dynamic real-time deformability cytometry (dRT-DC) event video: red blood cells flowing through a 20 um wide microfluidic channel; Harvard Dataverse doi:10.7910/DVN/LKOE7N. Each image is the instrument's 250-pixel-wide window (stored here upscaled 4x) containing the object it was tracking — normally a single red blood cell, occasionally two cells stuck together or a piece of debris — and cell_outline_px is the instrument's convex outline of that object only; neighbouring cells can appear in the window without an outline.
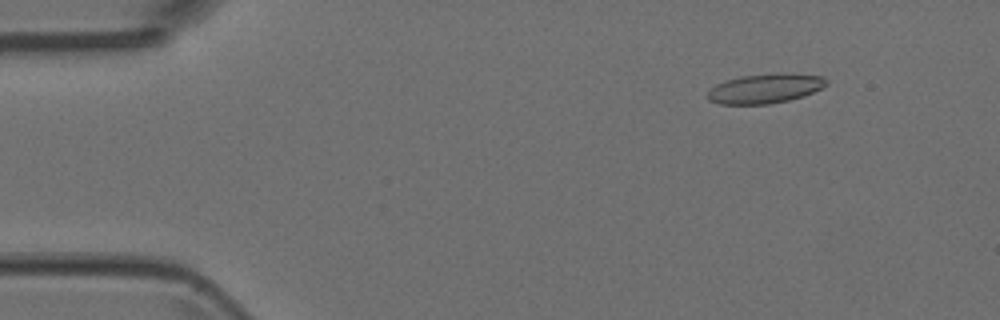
{"species": "Egyptian fruit bat (a non-hibernating species)", "species_latin": "Rousettus aegyptiacus", "temperature_condition": "room temperature", "stored_images_in_passage": 7, "camera_frame_rate_fps": 3000, "um_per_image_px": 0.085, "animal": {"sex": "female"}, "frame": {"image": 1, "passage_image": 2, "time_ms": 0.333, "image_size_px": [1000, 320], "cell_outline_px": [[828, 84], [804, 96], [788, 100], [768, 104], [720, 104], [708, 100], [708, 92], [716, 84], [740, 76], [776, 72], [824, 76], [828, 80]], "centroid_in_image_um": [65.06, 7.51], "position_along_channel_um": 19.9, "area_um2": 20.46}}
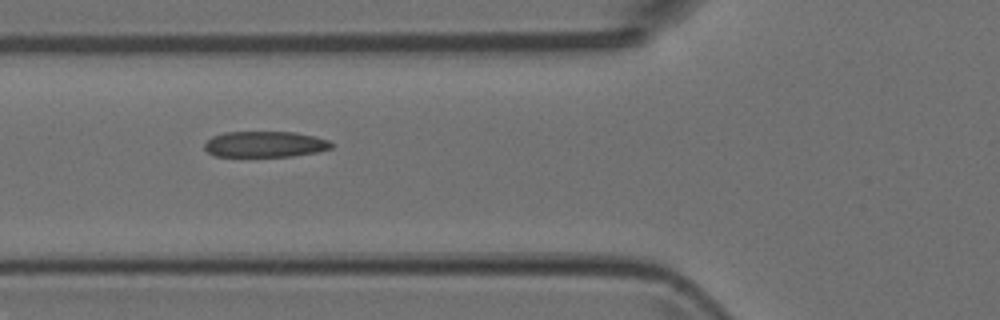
{"frame": {"image": 2, "passage_image": 6, "time_ms": 1.667, "image_size_px": [1000, 320], "cell_outline_px": [[332, 148], [316, 152], [292, 156], [216, 156], [208, 152], [204, 148], [204, 144], [212, 136], [224, 132], [296, 132], [316, 136], [328, 140], [332, 144]], "centroid_in_image_um": [22.53, 12.25], "position_along_channel_um": 103.3, "area_um2": 19.13}}
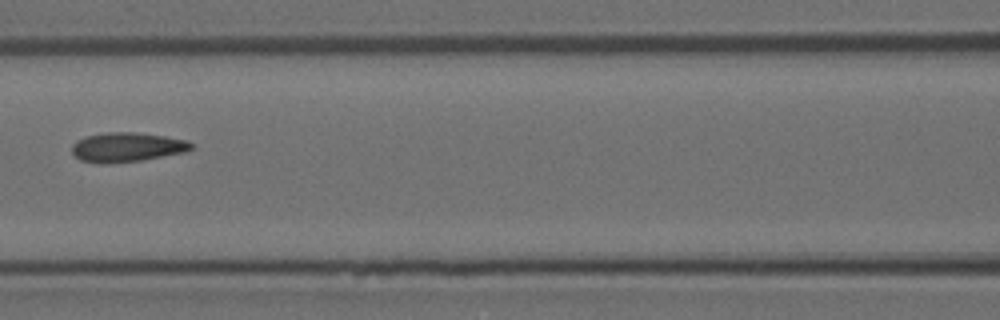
{"frame": {"image": 3, "passage_image": 7, "time_ms": 2.0, "image_size_px": [1000, 320], "cell_outline_px": [[192, 148], [184, 152], [140, 160], [100, 164], [80, 160], [72, 152], [72, 144], [76, 140], [84, 136], [108, 132], [132, 132], [164, 136], [184, 140], [192, 144]], "centroid_in_image_um": [10.72, 12.5], "position_along_channel_um": 155.9, "area_um2": 20.17}}